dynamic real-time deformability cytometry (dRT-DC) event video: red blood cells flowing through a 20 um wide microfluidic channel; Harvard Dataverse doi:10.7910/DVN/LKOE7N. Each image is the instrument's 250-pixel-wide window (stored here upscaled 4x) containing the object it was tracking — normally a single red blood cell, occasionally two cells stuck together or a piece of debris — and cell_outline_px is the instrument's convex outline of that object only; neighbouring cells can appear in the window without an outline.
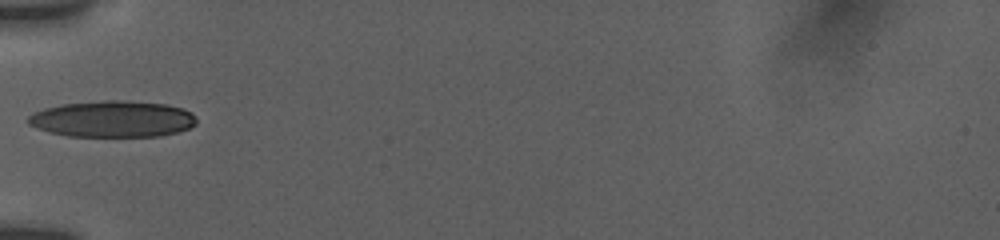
{"species": "human", "species_latin": "Homo sapiens", "temperature_condition": "room temperature", "stored_images_in_passage": 26, "camera_frame_rate_fps": 3000, "um_per_image_px": 0.085, "donor": {"sex": "female"}, "frame": {"image": 1, "passage_image": 1, "time_ms": 0.0, "image_size_px": [1000, 240], "cell_outline_px": [[196, 124], [188, 128], [176, 132], [160, 136], [68, 136], [48, 132], [36, 128], [28, 124], [28, 116], [32, 112], [44, 108], [60, 104], [104, 100], [120, 100], [164, 104], [184, 108], [192, 112], [196, 116]], "centroid_in_image_um": [9.55, 10.11], "position_along_channel_um": 75.5, "area_um2": 35.89}}
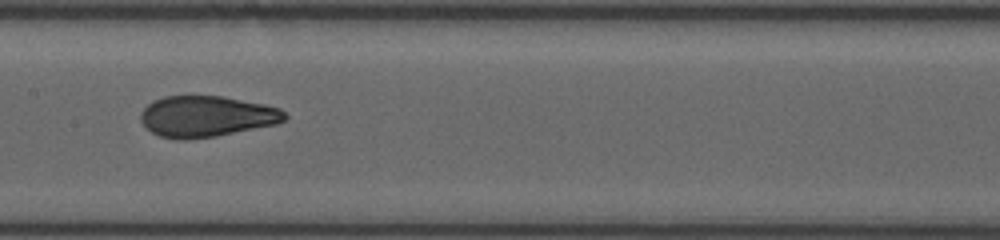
{"frame": {"image": 2, "passage_image": 8, "time_ms": 3.0, "image_size_px": [1000, 240], "cell_outline_px": [[288, 116], [284, 120], [276, 124], [216, 136], [184, 140], [176, 140], [160, 136], [152, 132], [140, 120], [140, 112], [152, 100], [164, 96], [220, 96], [264, 104], [280, 108]], "centroid_in_image_um": [17.53, 9.89], "position_along_channel_um": 189.9, "area_um2": 34.39}}
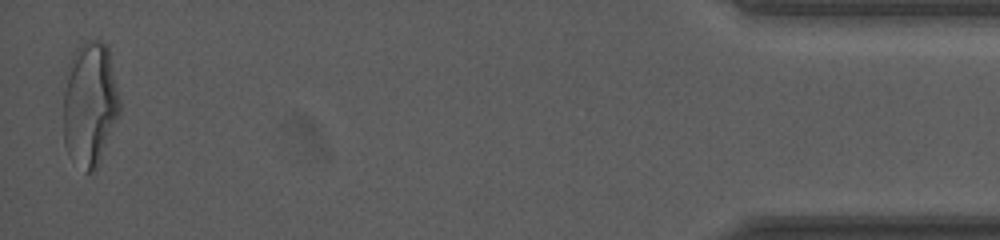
{"frame": {"image": 3, "passage_image": 26, "time_ms": 11.333, "image_size_px": [1000, 240], "cell_outline_px": [[120, 116], [100, 160], [96, 168], [92, 172], [88, 172], [68, 152], [64, 144], [64, 92], [72, 56], [76, 48], [80, 44], [88, 40], [100, 40], [108, 44], [120, 100]], "centroid_in_image_um": [7.68, 8.79], "position_along_channel_um": 427.5, "area_um2": 40.58}, "authors_computed_cell_mechanics": {"area_um2": 34.5644, "velocity_mm_per_s": 3.7961, "shape_relaxation_time_tau1_ms": 4.9107, "shape_relaxation_time_tau2_ms": 0.9705, "deformation_change_tau1": 0.1875, "deformation_change_tau2": 0.0645}}